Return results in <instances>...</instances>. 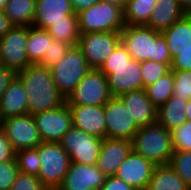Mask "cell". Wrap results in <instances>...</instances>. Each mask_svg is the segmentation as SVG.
Instances as JSON below:
<instances>
[{"instance_id": "obj_1", "label": "cell", "mask_w": 191, "mask_h": 190, "mask_svg": "<svg viewBox=\"0 0 191 190\" xmlns=\"http://www.w3.org/2000/svg\"><path fill=\"white\" fill-rule=\"evenodd\" d=\"M28 94V114L35 115L60 107L66 99L58 91L50 68L40 64H30L16 73Z\"/></svg>"}, {"instance_id": "obj_2", "label": "cell", "mask_w": 191, "mask_h": 190, "mask_svg": "<svg viewBox=\"0 0 191 190\" xmlns=\"http://www.w3.org/2000/svg\"><path fill=\"white\" fill-rule=\"evenodd\" d=\"M121 42L133 60L171 64L168 46L159 31L145 25H126L121 31Z\"/></svg>"}, {"instance_id": "obj_3", "label": "cell", "mask_w": 191, "mask_h": 190, "mask_svg": "<svg viewBox=\"0 0 191 190\" xmlns=\"http://www.w3.org/2000/svg\"><path fill=\"white\" fill-rule=\"evenodd\" d=\"M132 149L155 165H167L173 154L171 132L157 121L139 127L132 139Z\"/></svg>"}, {"instance_id": "obj_4", "label": "cell", "mask_w": 191, "mask_h": 190, "mask_svg": "<svg viewBox=\"0 0 191 190\" xmlns=\"http://www.w3.org/2000/svg\"><path fill=\"white\" fill-rule=\"evenodd\" d=\"M80 33L121 32L126 26L122 8L99 1L77 13Z\"/></svg>"}, {"instance_id": "obj_5", "label": "cell", "mask_w": 191, "mask_h": 190, "mask_svg": "<svg viewBox=\"0 0 191 190\" xmlns=\"http://www.w3.org/2000/svg\"><path fill=\"white\" fill-rule=\"evenodd\" d=\"M50 69L58 91L67 99L91 67L76 45L71 46L66 55Z\"/></svg>"}, {"instance_id": "obj_6", "label": "cell", "mask_w": 191, "mask_h": 190, "mask_svg": "<svg viewBox=\"0 0 191 190\" xmlns=\"http://www.w3.org/2000/svg\"><path fill=\"white\" fill-rule=\"evenodd\" d=\"M40 172L38 179L46 188L60 187L71 163L67 151L59 142H41L38 145Z\"/></svg>"}, {"instance_id": "obj_7", "label": "cell", "mask_w": 191, "mask_h": 190, "mask_svg": "<svg viewBox=\"0 0 191 190\" xmlns=\"http://www.w3.org/2000/svg\"><path fill=\"white\" fill-rule=\"evenodd\" d=\"M107 77L99 70L91 68L66 99L69 106H104L111 98Z\"/></svg>"}, {"instance_id": "obj_8", "label": "cell", "mask_w": 191, "mask_h": 190, "mask_svg": "<svg viewBox=\"0 0 191 190\" xmlns=\"http://www.w3.org/2000/svg\"><path fill=\"white\" fill-rule=\"evenodd\" d=\"M103 139L72 126L59 144L67 151L71 162L96 165Z\"/></svg>"}, {"instance_id": "obj_9", "label": "cell", "mask_w": 191, "mask_h": 190, "mask_svg": "<svg viewBox=\"0 0 191 190\" xmlns=\"http://www.w3.org/2000/svg\"><path fill=\"white\" fill-rule=\"evenodd\" d=\"M27 41L28 26H13L0 38V65L15 74L29 66Z\"/></svg>"}, {"instance_id": "obj_10", "label": "cell", "mask_w": 191, "mask_h": 190, "mask_svg": "<svg viewBox=\"0 0 191 190\" xmlns=\"http://www.w3.org/2000/svg\"><path fill=\"white\" fill-rule=\"evenodd\" d=\"M121 43V32L82 33L77 46L81 49L89 66L99 69Z\"/></svg>"}, {"instance_id": "obj_11", "label": "cell", "mask_w": 191, "mask_h": 190, "mask_svg": "<svg viewBox=\"0 0 191 190\" xmlns=\"http://www.w3.org/2000/svg\"><path fill=\"white\" fill-rule=\"evenodd\" d=\"M0 127L16 152L22 149L36 148L42 142L31 114L2 119Z\"/></svg>"}, {"instance_id": "obj_12", "label": "cell", "mask_w": 191, "mask_h": 190, "mask_svg": "<svg viewBox=\"0 0 191 190\" xmlns=\"http://www.w3.org/2000/svg\"><path fill=\"white\" fill-rule=\"evenodd\" d=\"M99 70L107 77L108 89L111 96L120 95L143 89L140 62L131 59L120 66H101Z\"/></svg>"}, {"instance_id": "obj_13", "label": "cell", "mask_w": 191, "mask_h": 190, "mask_svg": "<svg viewBox=\"0 0 191 190\" xmlns=\"http://www.w3.org/2000/svg\"><path fill=\"white\" fill-rule=\"evenodd\" d=\"M106 123V138L132 141L138 127L129 110L119 97L112 96L103 106Z\"/></svg>"}, {"instance_id": "obj_14", "label": "cell", "mask_w": 191, "mask_h": 190, "mask_svg": "<svg viewBox=\"0 0 191 190\" xmlns=\"http://www.w3.org/2000/svg\"><path fill=\"white\" fill-rule=\"evenodd\" d=\"M42 142H59L72 127L71 109L67 103L33 115Z\"/></svg>"}, {"instance_id": "obj_15", "label": "cell", "mask_w": 191, "mask_h": 190, "mask_svg": "<svg viewBox=\"0 0 191 190\" xmlns=\"http://www.w3.org/2000/svg\"><path fill=\"white\" fill-rule=\"evenodd\" d=\"M155 166L152 161L132 150L119 166L115 176L135 190H145Z\"/></svg>"}, {"instance_id": "obj_16", "label": "cell", "mask_w": 191, "mask_h": 190, "mask_svg": "<svg viewBox=\"0 0 191 190\" xmlns=\"http://www.w3.org/2000/svg\"><path fill=\"white\" fill-rule=\"evenodd\" d=\"M106 176L97 165L71 162L63 179L61 190H100Z\"/></svg>"}, {"instance_id": "obj_17", "label": "cell", "mask_w": 191, "mask_h": 190, "mask_svg": "<svg viewBox=\"0 0 191 190\" xmlns=\"http://www.w3.org/2000/svg\"><path fill=\"white\" fill-rule=\"evenodd\" d=\"M132 150L130 140L104 138L96 165L106 177L115 176Z\"/></svg>"}, {"instance_id": "obj_18", "label": "cell", "mask_w": 191, "mask_h": 190, "mask_svg": "<svg viewBox=\"0 0 191 190\" xmlns=\"http://www.w3.org/2000/svg\"><path fill=\"white\" fill-rule=\"evenodd\" d=\"M72 126L101 139L106 138V123L103 106H69Z\"/></svg>"}, {"instance_id": "obj_19", "label": "cell", "mask_w": 191, "mask_h": 190, "mask_svg": "<svg viewBox=\"0 0 191 190\" xmlns=\"http://www.w3.org/2000/svg\"><path fill=\"white\" fill-rule=\"evenodd\" d=\"M119 98L138 128L157 121V108L148 99L145 89L124 93Z\"/></svg>"}, {"instance_id": "obj_20", "label": "cell", "mask_w": 191, "mask_h": 190, "mask_svg": "<svg viewBox=\"0 0 191 190\" xmlns=\"http://www.w3.org/2000/svg\"><path fill=\"white\" fill-rule=\"evenodd\" d=\"M75 14L70 0H36L33 25L47 29L52 23L67 21V16Z\"/></svg>"}, {"instance_id": "obj_21", "label": "cell", "mask_w": 191, "mask_h": 190, "mask_svg": "<svg viewBox=\"0 0 191 190\" xmlns=\"http://www.w3.org/2000/svg\"><path fill=\"white\" fill-rule=\"evenodd\" d=\"M28 114V94L21 80L15 75L0 98V121Z\"/></svg>"}, {"instance_id": "obj_22", "label": "cell", "mask_w": 191, "mask_h": 190, "mask_svg": "<svg viewBox=\"0 0 191 190\" xmlns=\"http://www.w3.org/2000/svg\"><path fill=\"white\" fill-rule=\"evenodd\" d=\"M161 35L166 41L171 59L180 54V51L191 48V13L185 14L163 30Z\"/></svg>"}, {"instance_id": "obj_23", "label": "cell", "mask_w": 191, "mask_h": 190, "mask_svg": "<svg viewBox=\"0 0 191 190\" xmlns=\"http://www.w3.org/2000/svg\"><path fill=\"white\" fill-rule=\"evenodd\" d=\"M185 14L186 12L181 8L179 0H157L154 11L145 26L162 32Z\"/></svg>"}, {"instance_id": "obj_24", "label": "cell", "mask_w": 191, "mask_h": 190, "mask_svg": "<svg viewBox=\"0 0 191 190\" xmlns=\"http://www.w3.org/2000/svg\"><path fill=\"white\" fill-rule=\"evenodd\" d=\"M188 100L172 96L157 108V122L168 131H173L187 121L185 109Z\"/></svg>"}, {"instance_id": "obj_25", "label": "cell", "mask_w": 191, "mask_h": 190, "mask_svg": "<svg viewBox=\"0 0 191 190\" xmlns=\"http://www.w3.org/2000/svg\"><path fill=\"white\" fill-rule=\"evenodd\" d=\"M145 190H191L185 181L167 165H156Z\"/></svg>"}, {"instance_id": "obj_26", "label": "cell", "mask_w": 191, "mask_h": 190, "mask_svg": "<svg viewBox=\"0 0 191 190\" xmlns=\"http://www.w3.org/2000/svg\"><path fill=\"white\" fill-rule=\"evenodd\" d=\"M54 38L45 29L28 26L27 57L30 64H39L48 53L49 43Z\"/></svg>"}, {"instance_id": "obj_27", "label": "cell", "mask_w": 191, "mask_h": 190, "mask_svg": "<svg viewBox=\"0 0 191 190\" xmlns=\"http://www.w3.org/2000/svg\"><path fill=\"white\" fill-rule=\"evenodd\" d=\"M36 0H7L4 13L13 26H32Z\"/></svg>"}, {"instance_id": "obj_28", "label": "cell", "mask_w": 191, "mask_h": 190, "mask_svg": "<svg viewBox=\"0 0 191 190\" xmlns=\"http://www.w3.org/2000/svg\"><path fill=\"white\" fill-rule=\"evenodd\" d=\"M48 33L55 39L76 46L80 38V30L77 14L67 16V21L52 23L47 29Z\"/></svg>"}, {"instance_id": "obj_29", "label": "cell", "mask_w": 191, "mask_h": 190, "mask_svg": "<svg viewBox=\"0 0 191 190\" xmlns=\"http://www.w3.org/2000/svg\"><path fill=\"white\" fill-rule=\"evenodd\" d=\"M148 99L158 108L166 103L174 92V75L171 70L169 73L161 77L154 84L145 88Z\"/></svg>"}, {"instance_id": "obj_30", "label": "cell", "mask_w": 191, "mask_h": 190, "mask_svg": "<svg viewBox=\"0 0 191 190\" xmlns=\"http://www.w3.org/2000/svg\"><path fill=\"white\" fill-rule=\"evenodd\" d=\"M156 3L128 0L124 11L125 25H146L151 17Z\"/></svg>"}, {"instance_id": "obj_31", "label": "cell", "mask_w": 191, "mask_h": 190, "mask_svg": "<svg viewBox=\"0 0 191 190\" xmlns=\"http://www.w3.org/2000/svg\"><path fill=\"white\" fill-rule=\"evenodd\" d=\"M16 161L19 172L38 177L40 172L38 146L36 148L18 150L16 152Z\"/></svg>"}, {"instance_id": "obj_32", "label": "cell", "mask_w": 191, "mask_h": 190, "mask_svg": "<svg viewBox=\"0 0 191 190\" xmlns=\"http://www.w3.org/2000/svg\"><path fill=\"white\" fill-rule=\"evenodd\" d=\"M142 71L143 89L154 84L161 77L171 71L170 64L154 62L151 60L140 62Z\"/></svg>"}, {"instance_id": "obj_33", "label": "cell", "mask_w": 191, "mask_h": 190, "mask_svg": "<svg viewBox=\"0 0 191 190\" xmlns=\"http://www.w3.org/2000/svg\"><path fill=\"white\" fill-rule=\"evenodd\" d=\"M169 165L191 189V150L173 151Z\"/></svg>"}, {"instance_id": "obj_34", "label": "cell", "mask_w": 191, "mask_h": 190, "mask_svg": "<svg viewBox=\"0 0 191 190\" xmlns=\"http://www.w3.org/2000/svg\"><path fill=\"white\" fill-rule=\"evenodd\" d=\"M173 151L191 150V122L186 121L178 128L171 131Z\"/></svg>"}, {"instance_id": "obj_35", "label": "cell", "mask_w": 191, "mask_h": 190, "mask_svg": "<svg viewBox=\"0 0 191 190\" xmlns=\"http://www.w3.org/2000/svg\"><path fill=\"white\" fill-rule=\"evenodd\" d=\"M174 75L173 96L184 100L191 99V71L172 70Z\"/></svg>"}, {"instance_id": "obj_36", "label": "cell", "mask_w": 191, "mask_h": 190, "mask_svg": "<svg viewBox=\"0 0 191 190\" xmlns=\"http://www.w3.org/2000/svg\"><path fill=\"white\" fill-rule=\"evenodd\" d=\"M70 47L69 44L54 39L49 43L48 53H45L39 64L46 68H52L66 55Z\"/></svg>"}, {"instance_id": "obj_37", "label": "cell", "mask_w": 191, "mask_h": 190, "mask_svg": "<svg viewBox=\"0 0 191 190\" xmlns=\"http://www.w3.org/2000/svg\"><path fill=\"white\" fill-rule=\"evenodd\" d=\"M19 172L16 158L0 162V190H10Z\"/></svg>"}, {"instance_id": "obj_38", "label": "cell", "mask_w": 191, "mask_h": 190, "mask_svg": "<svg viewBox=\"0 0 191 190\" xmlns=\"http://www.w3.org/2000/svg\"><path fill=\"white\" fill-rule=\"evenodd\" d=\"M10 190H46L38 177L18 172Z\"/></svg>"}, {"instance_id": "obj_39", "label": "cell", "mask_w": 191, "mask_h": 190, "mask_svg": "<svg viewBox=\"0 0 191 190\" xmlns=\"http://www.w3.org/2000/svg\"><path fill=\"white\" fill-rule=\"evenodd\" d=\"M131 59V55L121 42L102 66H120L127 64Z\"/></svg>"}, {"instance_id": "obj_40", "label": "cell", "mask_w": 191, "mask_h": 190, "mask_svg": "<svg viewBox=\"0 0 191 190\" xmlns=\"http://www.w3.org/2000/svg\"><path fill=\"white\" fill-rule=\"evenodd\" d=\"M171 70L191 71V48L180 51V54L174 56L170 64Z\"/></svg>"}, {"instance_id": "obj_41", "label": "cell", "mask_w": 191, "mask_h": 190, "mask_svg": "<svg viewBox=\"0 0 191 190\" xmlns=\"http://www.w3.org/2000/svg\"><path fill=\"white\" fill-rule=\"evenodd\" d=\"M16 158V151L4 131L0 127V162L11 161Z\"/></svg>"}, {"instance_id": "obj_42", "label": "cell", "mask_w": 191, "mask_h": 190, "mask_svg": "<svg viewBox=\"0 0 191 190\" xmlns=\"http://www.w3.org/2000/svg\"><path fill=\"white\" fill-rule=\"evenodd\" d=\"M100 190H135L129 184L116 176L106 177Z\"/></svg>"}, {"instance_id": "obj_43", "label": "cell", "mask_w": 191, "mask_h": 190, "mask_svg": "<svg viewBox=\"0 0 191 190\" xmlns=\"http://www.w3.org/2000/svg\"><path fill=\"white\" fill-rule=\"evenodd\" d=\"M15 75L16 74L12 70L0 65V98Z\"/></svg>"}, {"instance_id": "obj_44", "label": "cell", "mask_w": 191, "mask_h": 190, "mask_svg": "<svg viewBox=\"0 0 191 190\" xmlns=\"http://www.w3.org/2000/svg\"><path fill=\"white\" fill-rule=\"evenodd\" d=\"M70 1L75 14L81 12L84 9H88L94 4L99 2V0H70Z\"/></svg>"}, {"instance_id": "obj_45", "label": "cell", "mask_w": 191, "mask_h": 190, "mask_svg": "<svg viewBox=\"0 0 191 190\" xmlns=\"http://www.w3.org/2000/svg\"><path fill=\"white\" fill-rule=\"evenodd\" d=\"M13 27L7 15L0 10V38H2Z\"/></svg>"}, {"instance_id": "obj_46", "label": "cell", "mask_w": 191, "mask_h": 190, "mask_svg": "<svg viewBox=\"0 0 191 190\" xmlns=\"http://www.w3.org/2000/svg\"><path fill=\"white\" fill-rule=\"evenodd\" d=\"M99 1L107 2L109 4L116 5V6L122 8L124 10L128 0H99Z\"/></svg>"}, {"instance_id": "obj_47", "label": "cell", "mask_w": 191, "mask_h": 190, "mask_svg": "<svg viewBox=\"0 0 191 190\" xmlns=\"http://www.w3.org/2000/svg\"><path fill=\"white\" fill-rule=\"evenodd\" d=\"M181 8L187 13H191V0H179Z\"/></svg>"}, {"instance_id": "obj_48", "label": "cell", "mask_w": 191, "mask_h": 190, "mask_svg": "<svg viewBox=\"0 0 191 190\" xmlns=\"http://www.w3.org/2000/svg\"><path fill=\"white\" fill-rule=\"evenodd\" d=\"M185 115H186L187 121L191 122V99L188 100V104L185 109Z\"/></svg>"}, {"instance_id": "obj_49", "label": "cell", "mask_w": 191, "mask_h": 190, "mask_svg": "<svg viewBox=\"0 0 191 190\" xmlns=\"http://www.w3.org/2000/svg\"><path fill=\"white\" fill-rule=\"evenodd\" d=\"M7 0H0V10H4Z\"/></svg>"}, {"instance_id": "obj_50", "label": "cell", "mask_w": 191, "mask_h": 190, "mask_svg": "<svg viewBox=\"0 0 191 190\" xmlns=\"http://www.w3.org/2000/svg\"><path fill=\"white\" fill-rule=\"evenodd\" d=\"M137 2L157 3V0H137Z\"/></svg>"}, {"instance_id": "obj_51", "label": "cell", "mask_w": 191, "mask_h": 190, "mask_svg": "<svg viewBox=\"0 0 191 190\" xmlns=\"http://www.w3.org/2000/svg\"><path fill=\"white\" fill-rule=\"evenodd\" d=\"M46 190H61L60 187L46 188Z\"/></svg>"}]
</instances>
